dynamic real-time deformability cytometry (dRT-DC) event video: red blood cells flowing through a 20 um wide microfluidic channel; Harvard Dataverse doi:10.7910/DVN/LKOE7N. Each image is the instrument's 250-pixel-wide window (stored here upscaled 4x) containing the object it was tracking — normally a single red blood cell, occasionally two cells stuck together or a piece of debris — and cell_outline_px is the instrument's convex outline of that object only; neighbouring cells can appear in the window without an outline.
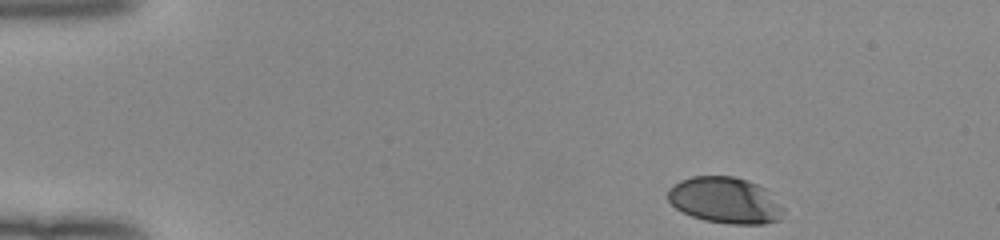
{"species": "human", "species_latin": "Homo sapiens", "temperature_condition": "room temperature", "stored_images_in_passage": 40, "camera_frame_rate_fps": 3000, "um_per_image_px": 0.085, "donor": {"sex": "female"}, "frame": {"image": 1, "passage_image": 1, "time_ms": 0.0, "image_size_px": [1000, 240], "cell_outline_px": [[784, 208], [780, 220], [764, 224], [732, 224], [704, 220], [692, 216], [676, 208], [668, 200], [668, 188], [680, 180], [692, 176], [732, 176], [748, 180], [764, 188]], "centroid_in_image_um": [61.62, 17.02], "position_along_channel_um": 23.4, "area_um2": 31.04}}
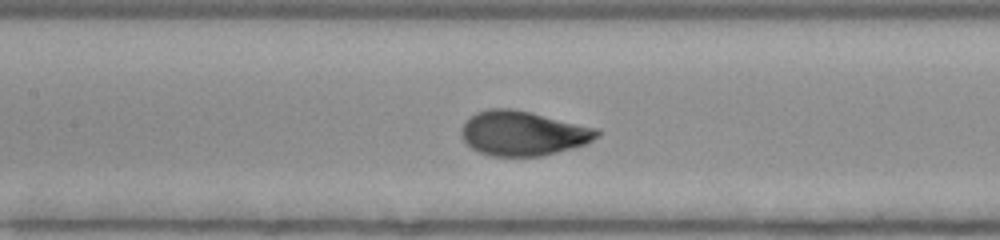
{"frame": {"image": 2, "passage_image": 19, "time_ms": 6.0, "image_size_px": [1000, 240], "cell_outline_px": [[600, 136], [584, 144], [572, 148], [540, 156], [492, 156], [480, 152], [472, 148], [460, 136], [460, 132], [464, 124], [476, 112], [492, 108], [508, 108], [528, 112], [600, 128]], "centroid_in_image_um": [44.47, 11.33], "position_along_channel_um": 162.9, "area_um2": 34.97}}
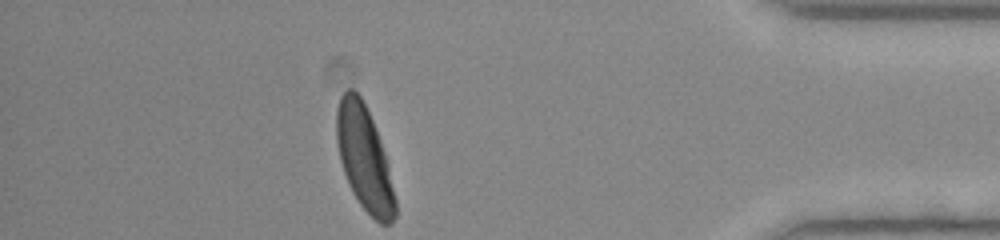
{"frame": {"image": 3, "passage_image": 40, "time_ms": 13.0, "image_size_px": [1000, 240], "cell_outline_px": [[396, 216], [392, 224], [380, 224], [360, 204], [352, 192], [348, 184], [340, 160], [336, 140], [336, 108], [340, 96], [348, 88], [352, 88], [360, 96], [372, 120], [380, 140], [388, 164], [396, 200]], "centroid_in_image_um": [30.96, 13.47], "position_along_channel_um": 404.2, "area_um2": 35.55}, "authors_computed_cell_mechanics": {"area_um2": 34.9979, "velocity_mm_per_s": 3.9911, "shape_relaxation_time_tau1_ms": 3.0684, "shape_relaxation_time_tau2_ms": null, "deformation_change_tau1": 0.1728, "deformation_change_tau2": null}}